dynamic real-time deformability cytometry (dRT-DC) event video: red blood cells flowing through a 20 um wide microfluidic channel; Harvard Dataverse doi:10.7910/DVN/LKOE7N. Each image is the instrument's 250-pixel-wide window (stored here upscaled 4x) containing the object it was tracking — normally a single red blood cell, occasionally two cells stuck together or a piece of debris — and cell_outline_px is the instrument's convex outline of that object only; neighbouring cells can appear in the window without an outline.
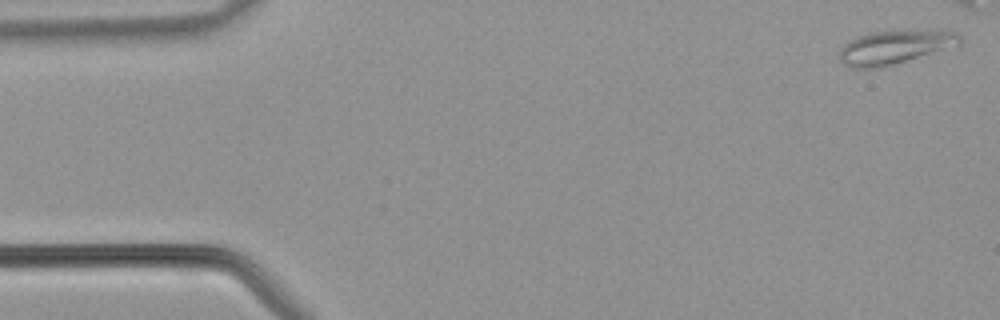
{"species": "common noctule bat (a hibernating species)", "species_latin": "Nyctalus noctula", "temperature_condition": "warm", "stored_images_in_passage": 33, "camera_frame_rate_fps": 3000, "um_per_image_px": 0.085, "animal": {"sex": "male", "body_mass_g": 21.5, "forearm_length_mm": 52.0}, "frame": {"image": 1, "passage_image": 1, "time_ms": 0.0, "image_size_px": [1000, 320], "cell_outline_px": [[964, 36], [960, 44], [880, 68], [848, 68], [840, 60], [840, 48], [848, 40], [868, 32], [892, 28], [956, 32]], "centroid_in_image_um": [76.01, 3.96], "position_along_channel_um": 9.0, "area_um2": 24.16}}
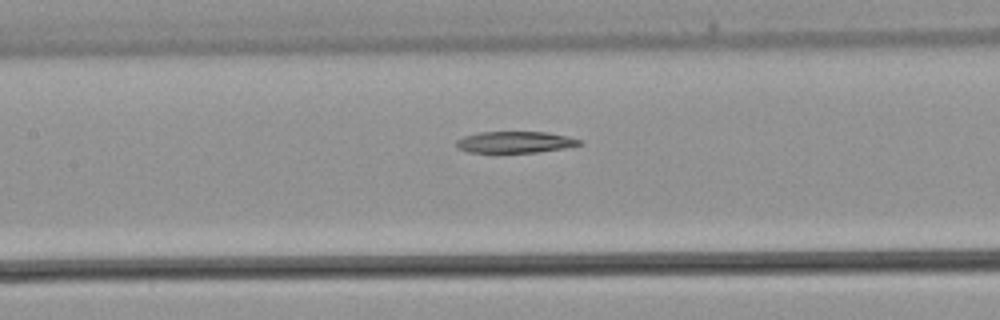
{"frame": {"image": 2, "passage_image": 18, "time_ms": 5.667, "image_size_px": [1000, 320], "cell_outline_px": [[584, 144], [564, 148], [536, 152], [468, 152], [460, 148], [456, 144], [456, 140], [464, 136], [480, 132], [544, 132], [564, 136], [580, 140]], "centroid_in_image_um": [43.77, 12.08], "position_along_channel_um": 163.6, "area_um2": 15.09}}
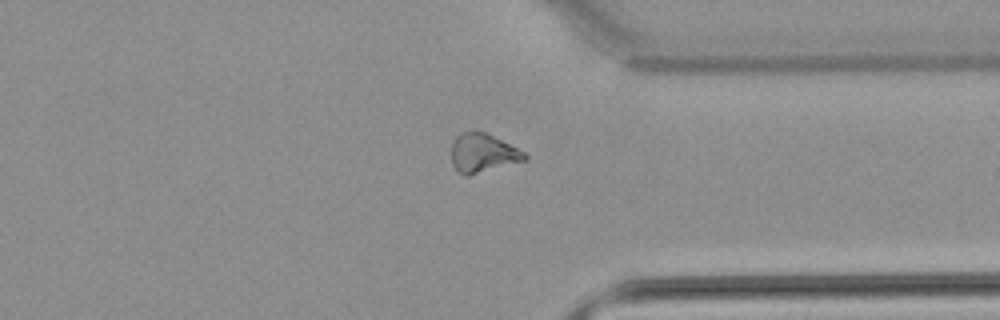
{"frame": {"image": 3, "passage_image": 31, "time_ms": 10.0, "image_size_px": [1000, 320], "cell_outline_px": [[528, 160], [468, 176], [464, 176], [452, 164], [452, 144], [456, 136], [460, 132], [476, 128], [524, 152], [528, 156]], "centroid_in_image_um": [41.02, 12.99], "position_along_channel_um": 370.4, "area_um2": 16.7}}